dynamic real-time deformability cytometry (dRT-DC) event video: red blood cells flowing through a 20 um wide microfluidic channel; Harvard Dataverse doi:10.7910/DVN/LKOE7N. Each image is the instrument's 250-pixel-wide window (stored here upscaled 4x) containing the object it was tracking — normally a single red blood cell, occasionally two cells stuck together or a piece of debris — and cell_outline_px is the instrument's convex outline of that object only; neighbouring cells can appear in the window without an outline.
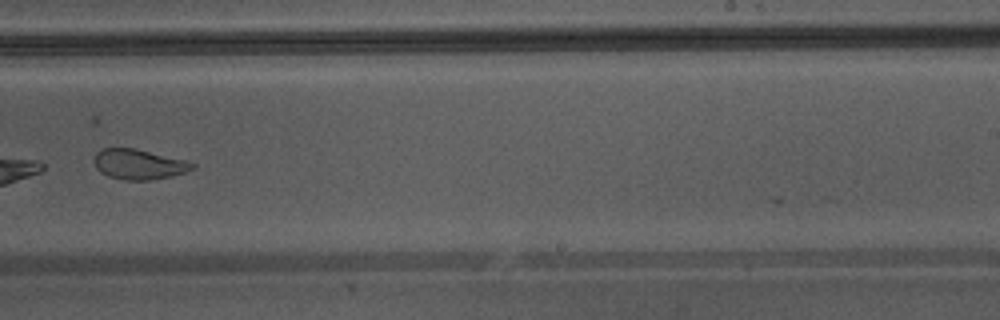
{"species": "Egyptian fruit bat (a non-hibernating species)", "species_latin": "Rousettus aegyptiacus", "temperature_condition": "warm", "stored_images_in_passage": 37, "camera_frame_rate_fps": 3000, "um_per_image_px": 0.085, "animal": {"sex": "male"}, "frame": {"image": 1, "passage_image": 21, "time_ms": 6.667, "image_size_px": [1000, 320], "cell_outline_px": [[196, 168], [172, 176], [148, 180], [124, 180], [108, 176], [100, 172], [96, 168], [92, 160], [96, 152], [104, 148], [136, 148], [188, 160], [196, 164]], "centroid_in_image_um": [11.81, 13.95], "position_along_channel_um": 277.2, "area_um2": 17.57}, "authors_computed_cell_mechanics": {"area_um2": 21.0392, "velocity_mm_per_s": 4.3423, "shape_relaxation_time_tau1_ms": 8.2136, "shape_relaxation_time_tau2_ms": null, "deformation_change_tau1": 0.2512, "deformation_change_tau2": null}}